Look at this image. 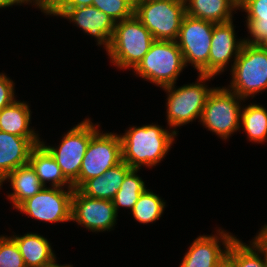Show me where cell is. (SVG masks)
<instances>
[{
	"instance_id": "1",
	"label": "cell",
	"mask_w": 267,
	"mask_h": 267,
	"mask_svg": "<svg viewBox=\"0 0 267 267\" xmlns=\"http://www.w3.org/2000/svg\"><path fill=\"white\" fill-rule=\"evenodd\" d=\"M175 136L176 129L170 132L153 123L132 126L120 135L122 160L132 169L156 166L168 153Z\"/></svg>"
},
{
	"instance_id": "9",
	"label": "cell",
	"mask_w": 267,
	"mask_h": 267,
	"mask_svg": "<svg viewBox=\"0 0 267 267\" xmlns=\"http://www.w3.org/2000/svg\"><path fill=\"white\" fill-rule=\"evenodd\" d=\"M214 23L185 15L176 43L185 66L193 65L198 74L209 75V53Z\"/></svg>"
},
{
	"instance_id": "19",
	"label": "cell",
	"mask_w": 267,
	"mask_h": 267,
	"mask_svg": "<svg viewBox=\"0 0 267 267\" xmlns=\"http://www.w3.org/2000/svg\"><path fill=\"white\" fill-rule=\"evenodd\" d=\"M31 110L26 102L14 100L0 111V131L27 139H40L30 125Z\"/></svg>"
},
{
	"instance_id": "29",
	"label": "cell",
	"mask_w": 267,
	"mask_h": 267,
	"mask_svg": "<svg viewBox=\"0 0 267 267\" xmlns=\"http://www.w3.org/2000/svg\"><path fill=\"white\" fill-rule=\"evenodd\" d=\"M0 267H26L16 241L0 236Z\"/></svg>"
},
{
	"instance_id": "4",
	"label": "cell",
	"mask_w": 267,
	"mask_h": 267,
	"mask_svg": "<svg viewBox=\"0 0 267 267\" xmlns=\"http://www.w3.org/2000/svg\"><path fill=\"white\" fill-rule=\"evenodd\" d=\"M230 70L232 80L227 88L240 98L246 100L267 89V51L262 45L243 44Z\"/></svg>"
},
{
	"instance_id": "16",
	"label": "cell",
	"mask_w": 267,
	"mask_h": 267,
	"mask_svg": "<svg viewBox=\"0 0 267 267\" xmlns=\"http://www.w3.org/2000/svg\"><path fill=\"white\" fill-rule=\"evenodd\" d=\"M41 139H27L0 131V182L19 166L28 164L31 151Z\"/></svg>"
},
{
	"instance_id": "24",
	"label": "cell",
	"mask_w": 267,
	"mask_h": 267,
	"mask_svg": "<svg viewBox=\"0 0 267 267\" xmlns=\"http://www.w3.org/2000/svg\"><path fill=\"white\" fill-rule=\"evenodd\" d=\"M249 141L264 143L267 140V110L262 105L249 104L241 110L240 128Z\"/></svg>"
},
{
	"instance_id": "6",
	"label": "cell",
	"mask_w": 267,
	"mask_h": 267,
	"mask_svg": "<svg viewBox=\"0 0 267 267\" xmlns=\"http://www.w3.org/2000/svg\"><path fill=\"white\" fill-rule=\"evenodd\" d=\"M135 16L155 40L176 41L186 15L184 0H140Z\"/></svg>"
},
{
	"instance_id": "15",
	"label": "cell",
	"mask_w": 267,
	"mask_h": 267,
	"mask_svg": "<svg viewBox=\"0 0 267 267\" xmlns=\"http://www.w3.org/2000/svg\"><path fill=\"white\" fill-rule=\"evenodd\" d=\"M233 21L214 25L209 53V75L216 76L224 72L233 57L237 59L244 41L235 37Z\"/></svg>"
},
{
	"instance_id": "25",
	"label": "cell",
	"mask_w": 267,
	"mask_h": 267,
	"mask_svg": "<svg viewBox=\"0 0 267 267\" xmlns=\"http://www.w3.org/2000/svg\"><path fill=\"white\" fill-rule=\"evenodd\" d=\"M250 245L241 242L236 237L230 243L227 251V261L232 267H267L262 251L250 241Z\"/></svg>"
},
{
	"instance_id": "31",
	"label": "cell",
	"mask_w": 267,
	"mask_h": 267,
	"mask_svg": "<svg viewBox=\"0 0 267 267\" xmlns=\"http://www.w3.org/2000/svg\"><path fill=\"white\" fill-rule=\"evenodd\" d=\"M60 0H21V4H30L33 2V5H36L37 8L46 15H51L57 8Z\"/></svg>"
},
{
	"instance_id": "32",
	"label": "cell",
	"mask_w": 267,
	"mask_h": 267,
	"mask_svg": "<svg viewBox=\"0 0 267 267\" xmlns=\"http://www.w3.org/2000/svg\"><path fill=\"white\" fill-rule=\"evenodd\" d=\"M92 4L93 0H60L57 8H78Z\"/></svg>"
},
{
	"instance_id": "18",
	"label": "cell",
	"mask_w": 267,
	"mask_h": 267,
	"mask_svg": "<svg viewBox=\"0 0 267 267\" xmlns=\"http://www.w3.org/2000/svg\"><path fill=\"white\" fill-rule=\"evenodd\" d=\"M186 14L214 24L232 21L239 0H184Z\"/></svg>"
},
{
	"instance_id": "30",
	"label": "cell",
	"mask_w": 267,
	"mask_h": 267,
	"mask_svg": "<svg viewBox=\"0 0 267 267\" xmlns=\"http://www.w3.org/2000/svg\"><path fill=\"white\" fill-rule=\"evenodd\" d=\"M14 82L0 73V111L15 100Z\"/></svg>"
},
{
	"instance_id": "36",
	"label": "cell",
	"mask_w": 267,
	"mask_h": 267,
	"mask_svg": "<svg viewBox=\"0 0 267 267\" xmlns=\"http://www.w3.org/2000/svg\"><path fill=\"white\" fill-rule=\"evenodd\" d=\"M128 1L135 7L140 0H128Z\"/></svg>"
},
{
	"instance_id": "20",
	"label": "cell",
	"mask_w": 267,
	"mask_h": 267,
	"mask_svg": "<svg viewBox=\"0 0 267 267\" xmlns=\"http://www.w3.org/2000/svg\"><path fill=\"white\" fill-rule=\"evenodd\" d=\"M7 180L11 183V188L14 191L10 193L7 198L12 202L14 208H17L27 198L36 195L44 188L29 163L11 171L0 182V188L3 182Z\"/></svg>"
},
{
	"instance_id": "39",
	"label": "cell",
	"mask_w": 267,
	"mask_h": 267,
	"mask_svg": "<svg viewBox=\"0 0 267 267\" xmlns=\"http://www.w3.org/2000/svg\"><path fill=\"white\" fill-rule=\"evenodd\" d=\"M261 230L267 235V225H264V227L261 228Z\"/></svg>"
},
{
	"instance_id": "17",
	"label": "cell",
	"mask_w": 267,
	"mask_h": 267,
	"mask_svg": "<svg viewBox=\"0 0 267 267\" xmlns=\"http://www.w3.org/2000/svg\"><path fill=\"white\" fill-rule=\"evenodd\" d=\"M131 169L122 160L103 175L87 180L78 190L88 197L113 200L123 183L124 177Z\"/></svg>"
},
{
	"instance_id": "8",
	"label": "cell",
	"mask_w": 267,
	"mask_h": 267,
	"mask_svg": "<svg viewBox=\"0 0 267 267\" xmlns=\"http://www.w3.org/2000/svg\"><path fill=\"white\" fill-rule=\"evenodd\" d=\"M96 125V126H95ZM99 125L93 124L86 118L64 136L58 147L47 146L43 141L41 144L53 156L64 177L73 184L79 177L81 164L90 139L99 131Z\"/></svg>"
},
{
	"instance_id": "3",
	"label": "cell",
	"mask_w": 267,
	"mask_h": 267,
	"mask_svg": "<svg viewBox=\"0 0 267 267\" xmlns=\"http://www.w3.org/2000/svg\"><path fill=\"white\" fill-rule=\"evenodd\" d=\"M184 67L183 54L176 41L155 40L133 71L150 83L165 87L176 84Z\"/></svg>"
},
{
	"instance_id": "35",
	"label": "cell",
	"mask_w": 267,
	"mask_h": 267,
	"mask_svg": "<svg viewBox=\"0 0 267 267\" xmlns=\"http://www.w3.org/2000/svg\"><path fill=\"white\" fill-rule=\"evenodd\" d=\"M43 267H72V265H70V264L69 265H66V264L59 265V264L56 263V258H55L52 262L46 264Z\"/></svg>"
},
{
	"instance_id": "12",
	"label": "cell",
	"mask_w": 267,
	"mask_h": 267,
	"mask_svg": "<svg viewBox=\"0 0 267 267\" xmlns=\"http://www.w3.org/2000/svg\"><path fill=\"white\" fill-rule=\"evenodd\" d=\"M117 216L112 200L88 197L78 189H74L71 200V221L92 232H103L113 229Z\"/></svg>"
},
{
	"instance_id": "10",
	"label": "cell",
	"mask_w": 267,
	"mask_h": 267,
	"mask_svg": "<svg viewBox=\"0 0 267 267\" xmlns=\"http://www.w3.org/2000/svg\"><path fill=\"white\" fill-rule=\"evenodd\" d=\"M122 161L120 135L98 131L87 146L78 179L72 184L79 189L87 180L103 175Z\"/></svg>"
},
{
	"instance_id": "28",
	"label": "cell",
	"mask_w": 267,
	"mask_h": 267,
	"mask_svg": "<svg viewBox=\"0 0 267 267\" xmlns=\"http://www.w3.org/2000/svg\"><path fill=\"white\" fill-rule=\"evenodd\" d=\"M92 5L103 11L116 23L132 17L135 10L128 0H93Z\"/></svg>"
},
{
	"instance_id": "5",
	"label": "cell",
	"mask_w": 267,
	"mask_h": 267,
	"mask_svg": "<svg viewBox=\"0 0 267 267\" xmlns=\"http://www.w3.org/2000/svg\"><path fill=\"white\" fill-rule=\"evenodd\" d=\"M214 76L199 74L198 81L175 88V84L162 87L168 94L166 103L167 123L174 129L186 125L196 118H201L203 108L210 92L214 88H209L204 84Z\"/></svg>"
},
{
	"instance_id": "21",
	"label": "cell",
	"mask_w": 267,
	"mask_h": 267,
	"mask_svg": "<svg viewBox=\"0 0 267 267\" xmlns=\"http://www.w3.org/2000/svg\"><path fill=\"white\" fill-rule=\"evenodd\" d=\"M28 163L34 169L44 187H46V183L51 181V187L73 188V185L64 177L53 156L41 143L31 151Z\"/></svg>"
},
{
	"instance_id": "14",
	"label": "cell",
	"mask_w": 267,
	"mask_h": 267,
	"mask_svg": "<svg viewBox=\"0 0 267 267\" xmlns=\"http://www.w3.org/2000/svg\"><path fill=\"white\" fill-rule=\"evenodd\" d=\"M69 19L87 35L95 37L97 45L109 48L116 22L93 5L78 8H56L51 14Z\"/></svg>"
},
{
	"instance_id": "33",
	"label": "cell",
	"mask_w": 267,
	"mask_h": 267,
	"mask_svg": "<svg viewBox=\"0 0 267 267\" xmlns=\"http://www.w3.org/2000/svg\"><path fill=\"white\" fill-rule=\"evenodd\" d=\"M252 242L262 251L267 264V235L260 230Z\"/></svg>"
},
{
	"instance_id": "22",
	"label": "cell",
	"mask_w": 267,
	"mask_h": 267,
	"mask_svg": "<svg viewBox=\"0 0 267 267\" xmlns=\"http://www.w3.org/2000/svg\"><path fill=\"white\" fill-rule=\"evenodd\" d=\"M11 237L16 241L26 267H43L56 258L50 242L37 233Z\"/></svg>"
},
{
	"instance_id": "13",
	"label": "cell",
	"mask_w": 267,
	"mask_h": 267,
	"mask_svg": "<svg viewBox=\"0 0 267 267\" xmlns=\"http://www.w3.org/2000/svg\"><path fill=\"white\" fill-rule=\"evenodd\" d=\"M216 235H200L190 245L180 267H220L227 261V251L235 236L220 228ZM224 249H221V242Z\"/></svg>"
},
{
	"instance_id": "23",
	"label": "cell",
	"mask_w": 267,
	"mask_h": 267,
	"mask_svg": "<svg viewBox=\"0 0 267 267\" xmlns=\"http://www.w3.org/2000/svg\"><path fill=\"white\" fill-rule=\"evenodd\" d=\"M247 13L246 26L250 38L244 44L261 45L267 39V0H239V10Z\"/></svg>"
},
{
	"instance_id": "11",
	"label": "cell",
	"mask_w": 267,
	"mask_h": 267,
	"mask_svg": "<svg viewBox=\"0 0 267 267\" xmlns=\"http://www.w3.org/2000/svg\"><path fill=\"white\" fill-rule=\"evenodd\" d=\"M74 188L44 187L23 201L16 210L49 223L71 221V200Z\"/></svg>"
},
{
	"instance_id": "2",
	"label": "cell",
	"mask_w": 267,
	"mask_h": 267,
	"mask_svg": "<svg viewBox=\"0 0 267 267\" xmlns=\"http://www.w3.org/2000/svg\"><path fill=\"white\" fill-rule=\"evenodd\" d=\"M154 41L151 32L134 14L115 24L107 54L114 66L134 69Z\"/></svg>"
},
{
	"instance_id": "37",
	"label": "cell",
	"mask_w": 267,
	"mask_h": 267,
	"mask_svg": "<svg viewBox=\"0 0 267 267\" xmlns=\"http://www.w3.org/2000/svg\"><path fill=\"white\" fill-rule=\"evenodd\" d=\"M220 267H232L228 261H225Z\"/></svg>"
},
{
	"instance_id": "34",
	"label": "cell",
	"mask_w": 267,
	"mask_h": 267,
	"mask_svg": "<svg viewBox=\"0 0 267 267\" xmlns=\"http://www.w3.org/2000/svg\"><path fill=\"white\" fill-rule=\"evenodd\" d=\"M15 4L21 5V0H0V8L10 7Z\"/></svg>"
},
{
	"instance_id": "26",
	"label": "cell",
	"mask_w": 267,
	"mask_h": 267,
	"mask_svg": "<svg viewBox=\"0 0 267 267\" xmlns=\"http://www.w3.org/2000/svg\"><path fill=\"white\" fill-rule=\"evenodd\" d=\"M139 169H131L124 177L123 183L113 198L118 213L119 207L132 210L140 195L146 190L145 182L137 174Z\"/></svg>"
},
{
	"instance_id": "7",
	"label": "cell",
	"mask_w": 267,
	"mask_h": 267,
	"mask_svg": "<svg viewBox=\"0 0 267 267\" xmlns=\"http://www.w3.org/2000/svg\"><path fill=\"white\" fill-rule=\"evenodd\" d=\"M242 100L226 87H215L207 97L200 122L223 140L228 139L240 130Z\"/></svg>"
},
{
	"instance_id": "27",
	"label": "cell",
	"mask_w": 267,
	"mask_h": 267,
	"mask_svg": "<svg viewBox=\"0 0 267 267\" xmlns=\"http://www.w3.org/2000/svg\"><path fill=\"white\" fill-rule=\"evenodd\" d=\"M164 200L159 195L146 189L139 197L131 210L136 221L148 224L158 220L166 207Z\"/></svg>"
},
{
	"instance_id": "38",
	"label": "cell",
	"mask_w": 267,
	"mask_h": 267,
	"mask_svg": "<svg viewBox=\"0 0 267 267\" xmlns=\"http://www.w3.org/2000/svg\"><path fill=\"white\" fill-rule=\"evenodd\" d=\"M261 45L267 51V39Z\"/></svg>"
}]
</instances>
